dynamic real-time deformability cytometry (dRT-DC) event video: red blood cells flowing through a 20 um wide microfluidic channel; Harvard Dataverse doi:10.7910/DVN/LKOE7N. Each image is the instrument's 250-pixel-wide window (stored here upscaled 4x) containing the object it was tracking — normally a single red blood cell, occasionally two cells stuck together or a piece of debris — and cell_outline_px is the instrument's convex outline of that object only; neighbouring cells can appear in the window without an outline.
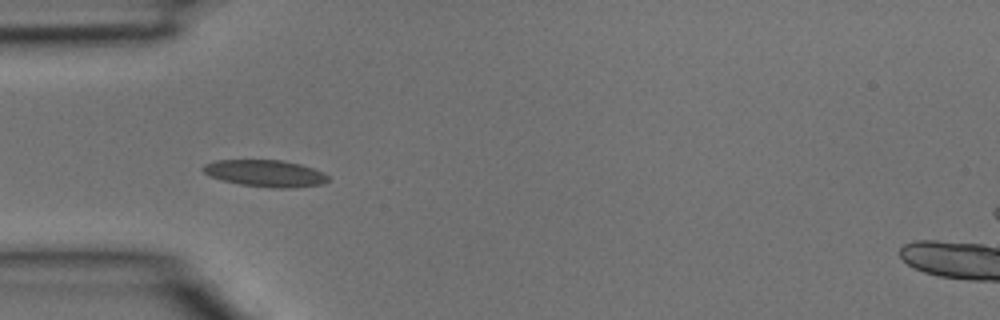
{"species": "common noctule bat (a hibernating species)", "species_latin": "Nyctalus noctula", "temperature_condition": "room temperature", "stored_images_in_passage": 32, "camera_frame_rate_fps": 3000, "um_per_image_px": 0.085, "animal": {"sex": "male", "body_mass_g": 15.6}, "frame": {"image": 1, "passage_image": 5, "time_ms": 1.333, "image_size_px": [1000, 320], "cell_outline_px": [[328, 180], [324, 184], [292, 188], [272, 188], [240, 184], [208, 176], [200, 168], [204, 164], [216, 160], [284, 160], [300, 164], [324, 172], [328, 176]], "centroid_in_image_um": [22.55, 14.73], "position_along_channel_um": 62.4, "area_um2": 19.65}}